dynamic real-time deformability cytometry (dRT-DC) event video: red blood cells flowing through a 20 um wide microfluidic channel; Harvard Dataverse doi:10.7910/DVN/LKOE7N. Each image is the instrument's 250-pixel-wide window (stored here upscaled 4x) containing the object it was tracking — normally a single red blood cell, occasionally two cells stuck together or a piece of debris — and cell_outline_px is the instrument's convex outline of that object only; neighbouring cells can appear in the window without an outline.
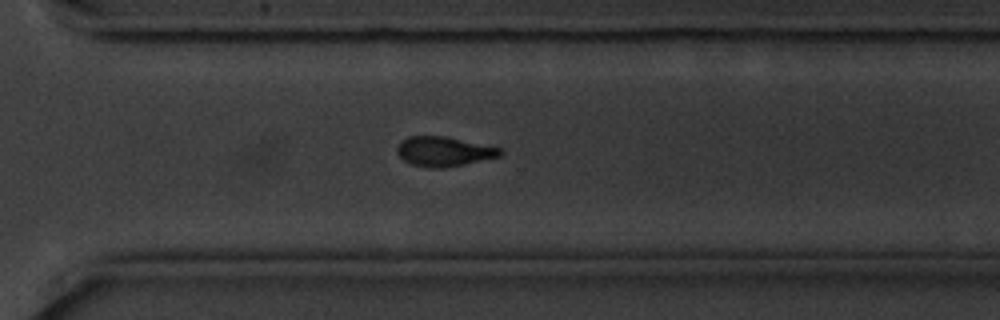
{"species": "common noctule bat (a hibernating species)", "species_latin": "Nyctalus noctula", "temperature_condition": "cold", "stored_images_in_passage": 45, "camera_frame_rate_fps": 3000, "um_per_image_px": 0.085, "animal": {"sex": "male", "body_mass_g": 20.1, "forearm_length_mm": 53.5}, "frame": {"image": 1, "passage_image": 39, "time_ms": 12.667, "image_size_px": [1000, 320], "cell_outline_px": [[504, 152], [500, 156], [464, 164], [440, 168], [428, 168], [412, 164], [404, 160], [396, 152], [396, 148], [408, 136], [444, 136], [500, 148]], "centroid_in_image_um": [37.72, 12.88], "position_along_channel_um": 332.9, "area_um2": 17.51}}